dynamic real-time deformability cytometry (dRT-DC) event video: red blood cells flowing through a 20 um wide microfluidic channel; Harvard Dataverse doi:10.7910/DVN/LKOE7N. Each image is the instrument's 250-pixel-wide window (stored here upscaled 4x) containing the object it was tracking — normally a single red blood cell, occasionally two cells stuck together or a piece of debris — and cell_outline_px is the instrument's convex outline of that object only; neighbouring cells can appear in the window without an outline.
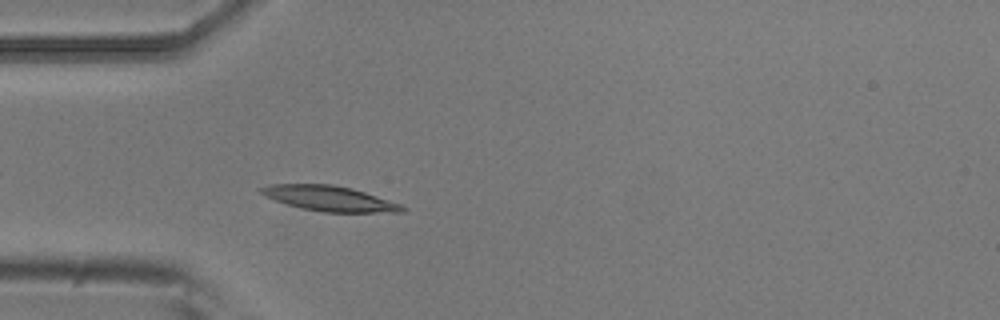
{"species": "common noctule bat (a hibernating species)", "species_latin": "Nyctalus noctula", "temperature_condition": "room temperature", "stored_images_in_passage": 2, "camera_frame_rate_fps": 3000, "um_per_image_px": 0.085, "animal": {"sex": "male", "body_mass_g": 20.5, "forearm_length_mm": 52.5}, "frame": {"image": 1, "passage_image": 2, "time_ms": 0.333, "image_size_px": [1000, 320], "cell_outline_px": [[408, 208], [404, 212], [324, 212], [304, 208], [288, 204], [276, 200], [260, 192], [260, 188], [268, 184], [332, 184], [352, 188], [400, 204]], "centroid_in_image_um": [28.04, 16.86], "position_along_channel_um": 57.0, "area_um2": 20.35}}